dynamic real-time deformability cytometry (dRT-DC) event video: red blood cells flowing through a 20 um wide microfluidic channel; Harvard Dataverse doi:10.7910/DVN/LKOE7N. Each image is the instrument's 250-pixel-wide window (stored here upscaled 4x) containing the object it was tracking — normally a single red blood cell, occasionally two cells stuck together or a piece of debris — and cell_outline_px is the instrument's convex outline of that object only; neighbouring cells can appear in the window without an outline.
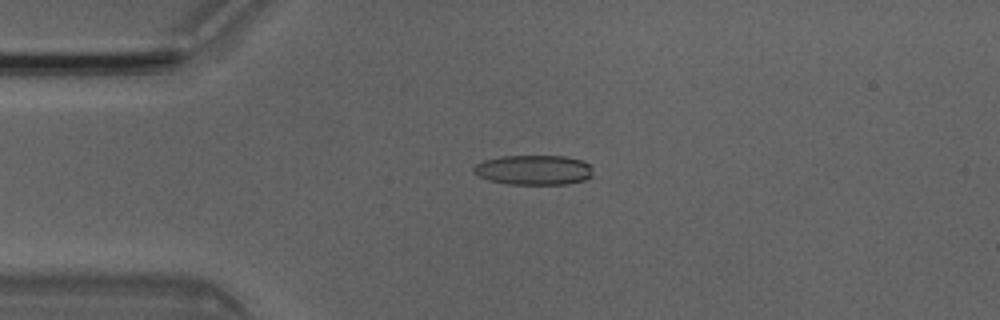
{"species": "Egyptian fruit bat (a non-hibernating species)", "species_latin": "Rousettus aegyptiacus", "temperature_condition": "room temperature", "stored_images_in_passage": 6, "camera_frame_rate_fps": 3000, "um_per_image_px": 0.085, "animal": {"sex": "male"}, "frame": {"image": 1, "passage_image": 3, "time_ms": 0.667, "image_size_px": [1000, 320], "cell_outline_px": [[592, 176], [584, 180], [568, 184], [504, 184], [488, 180], [472, 172], [472, 168], [476, 164], [484, 160], [500, 156], [564, 156], [584, 160], [592, 168]], "centroid_in_image_um": [45.36, 14.45], "position_along_channel_um": 39.6, "area_um2": 20.92}}